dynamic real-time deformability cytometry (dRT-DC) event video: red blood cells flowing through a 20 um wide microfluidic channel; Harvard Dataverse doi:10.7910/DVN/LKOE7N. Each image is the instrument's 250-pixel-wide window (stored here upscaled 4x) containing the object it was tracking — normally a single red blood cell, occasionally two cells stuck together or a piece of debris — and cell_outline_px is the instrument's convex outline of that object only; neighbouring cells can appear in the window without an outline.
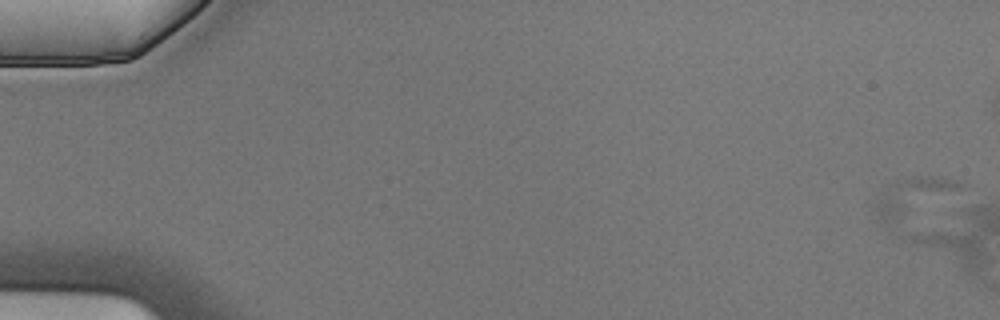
{"species": "Egyptian fruit bat (a non-hibernating species)", "species_latin": "Rousettus aegyptiacus", "temperature_condition": "cold", "stored_images_in_passage": 3, "camera_frame_rate_fps": 3000, "um_per_image_px": 0.085, "animal": {"sex": "male"}, "frame": {"image": 1, "passage_image": 1, "time_ms": 0.0, "image_size_px": [1000, 320], "cell_outline_px": [[960, 184], [892, 224], [880, 224], [876, 220], [872, 200], [888, 184], [912, 176], [932, 176], [956, 180]], "centroid_in_image_um": [77.24, 16.71], "position_along_channel_um": 7.8, "area_um2": 17.17}}